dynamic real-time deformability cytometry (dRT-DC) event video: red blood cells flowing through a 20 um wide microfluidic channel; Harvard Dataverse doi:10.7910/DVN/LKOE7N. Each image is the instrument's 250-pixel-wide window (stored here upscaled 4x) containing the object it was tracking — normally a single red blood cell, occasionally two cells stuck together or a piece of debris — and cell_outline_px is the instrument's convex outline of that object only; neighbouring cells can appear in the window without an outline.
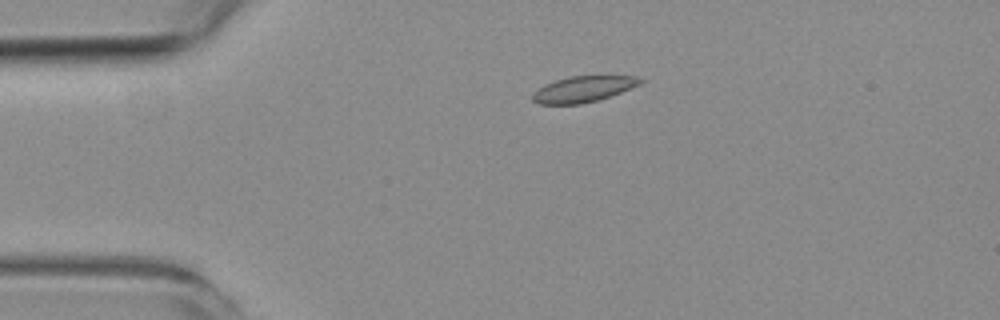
{"species": "common noctule bat (a hibernating species)", "species_latin": "Nyctalus noctula", "temperature_condition": "room temperature", "stored_images_in_passage": 5, "camera_frame_rate_fps": 3000, "um_per_image_px": 0.085, "animal": {"sex": "female", "body_mass_g": 19.3, "forearm_length_mm": 54.1}, "frame": {"image": 1, "passage_image": 4, "time_ms": 3.333, "image_size_px": [1000, 320], "cell_outline_px": [[644, 80], [640, 84], [620, 92], [596, 100], [580, 104], [540, 104], [532, 100], [532, 92], [544, 84], [568, 76], [600, 72], [636, 76]], "centroid_in_image_um": [49.61, 7.5], "position_along_channel_um": 35.4, "area_um2": 17.11}}